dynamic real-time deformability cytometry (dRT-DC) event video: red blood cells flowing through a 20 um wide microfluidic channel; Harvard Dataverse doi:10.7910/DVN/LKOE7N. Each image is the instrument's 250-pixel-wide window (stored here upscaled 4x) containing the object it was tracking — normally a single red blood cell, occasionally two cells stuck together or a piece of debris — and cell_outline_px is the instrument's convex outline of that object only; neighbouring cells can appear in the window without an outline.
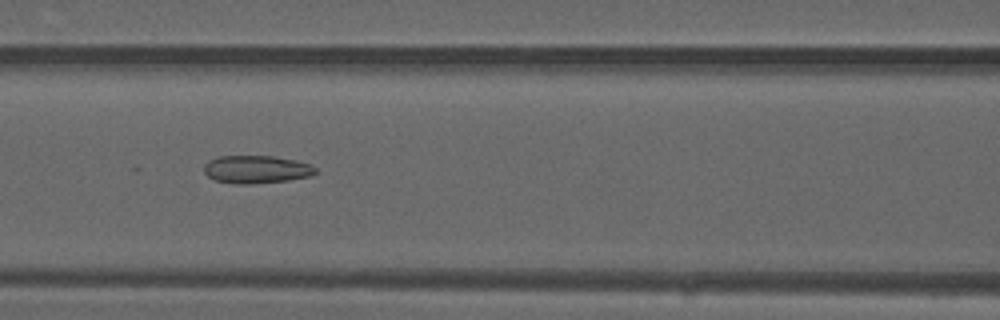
{"species": "common noctule bat (a hibernating species)", "species_latin": "Nyctalus noctula", "temperature_condition": "warm", "stored_images_in_passage": 47, "camera_frame_rate_fps": 3000, "um_per_image_px": 0.085, "animal": {"sex": "male", "forearm_length_mm": 52.5}, "frame": {"image": 1, "passage_image": 19, "time_ms": 6.0, "image_size_px": [1000, 320], "cell_outline_px": [[316, 172], [312, 176], [288, 180], [252, 184], [232, 184], [216, 180], [208, 176], [204, 172], [204, 164], [208, 160], [220, 156], [272, 156], [296, 160], [308, 164], [316, 168]], "centroid_in_image_um": [21.77, 14.4], "position_along_channel_um": 144.8, "area_um2": 18.15}}
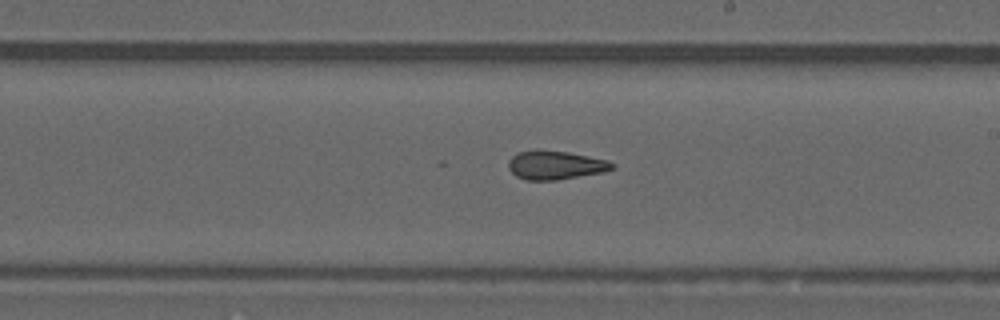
{"frame": {"image": 2, "passage_image": 26, "time_ms": 8.333, "image_size_px": [1000, 320], "cell_outline_px": [[616, 164], [612, 168], [604, 172], [556, 180], [528, 180], [516, 176], [508, 168], [508, 160], [512, 156], [520, 152], [568, 152], [608, 160]], "centroid_in_image_um": [47.24, 14.07], "position_along_channel_um": 241.8, "area_um2": 16.82}}
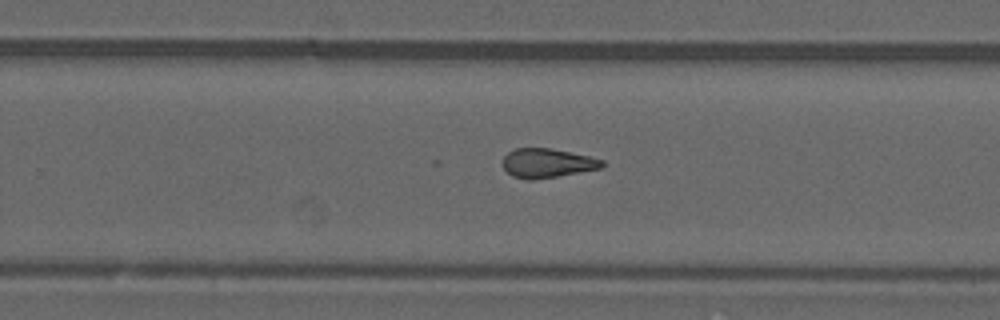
{"frame": {"image": 3, "passage_image": 29, "time_ms": 9.333, "image_size_px": [1000, 320], "cell_outline_px": [[604, 168], [532, 180], [528, 180], [512, 176], [504, 168], [504, 156], [508, 152], [516, 148], [552, 148], [588, 156], [604, 160]], "centroid_in_image_um": [46.54, 13.86], "position_along_channel_um": 283.3, "area_um2": 16.82}, "authors_computed_cell_mechanics": {"area_um2": 18.3804, "velocity_mm_per_s": 4.1713, "shape_relaxation_time_tau1_ms": null, "shape_relaxation_time_tau2_ms": 3.0493, "deformation_change_tau1": null, "deformation_change_tau2": 0.1229}}